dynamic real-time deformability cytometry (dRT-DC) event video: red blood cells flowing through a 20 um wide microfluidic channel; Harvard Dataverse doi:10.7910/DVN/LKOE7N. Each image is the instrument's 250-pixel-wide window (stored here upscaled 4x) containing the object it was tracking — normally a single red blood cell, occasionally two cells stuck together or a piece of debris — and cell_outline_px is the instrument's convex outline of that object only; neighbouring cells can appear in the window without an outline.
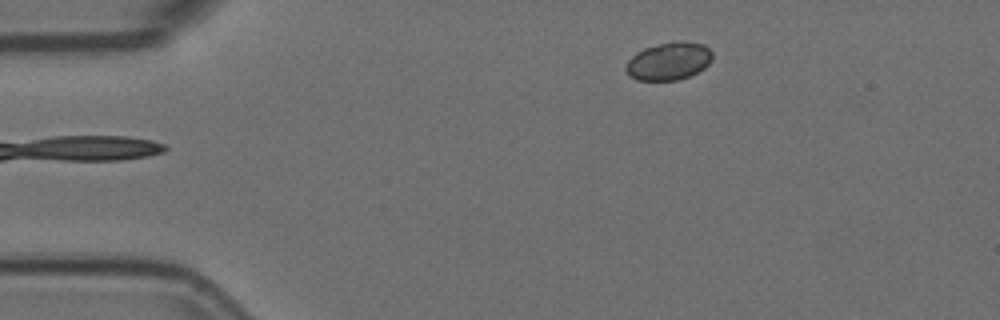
{"species": "Egyptian fruit bat (a non-hibernating species)", "species_latin": "Rousettus aegyptiacus", "temperature_condition": "room temperature", "stored_images_in_passage": 4, "camera_frame_rate_fps": 3000, "um_per_image_px": 0.085, "animal": {"sex": "female"}, "frame": {"image": 1, "passage_image": 4, "time_ms": 1.0, "image_size_px": [1000, 320], "cell_outline_px": [[712, 60], [704, 68], [688, 76], [676, 80], [636, 80], [628, 76], [624, 68], [628, 60], [636, 52], [644, 48], [676, 40], [684, 40], [704, 44], [712, 52]], "centroid_in_image_um": [56.83, 5.19], "position_along_channel_um": 28.2, "area_um2": 19.19}}